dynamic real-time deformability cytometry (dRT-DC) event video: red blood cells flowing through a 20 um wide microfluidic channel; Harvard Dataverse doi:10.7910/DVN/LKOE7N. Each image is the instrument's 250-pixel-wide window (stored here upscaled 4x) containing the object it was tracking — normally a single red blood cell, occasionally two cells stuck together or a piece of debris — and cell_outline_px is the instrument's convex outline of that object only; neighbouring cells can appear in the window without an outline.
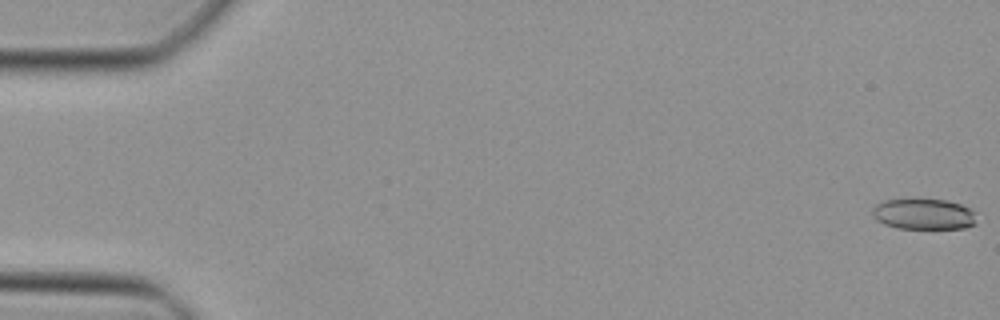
{"species": "Egyptian fruit bat (a non-hibernating species)", "species_latin": "Rousettus aegyptiacus", "temperature_condition": "cold", "stored_images_in_passage": 48, "camera_frame_rate_fps": 3000, "um_per_image_px": 0.085, "animal": {"sex": "female"}, "frame": {"image": 1, "passage_image": 1, "time_ms": 0.0, "image_size_px": [1000, 320], "cell_outline_px": [[976, 224], [964, 228], [896, 228], [884, 224], [876, 220], [872, 216], [872, 208], [876, 204], [884, 200], [944, 200], [960, 204], [968, 208], [972, 212]], "centroid_in_image_um": [78.45, 18.21], "position_along_channel_um": 6.5, "area_um2": 18.38}}
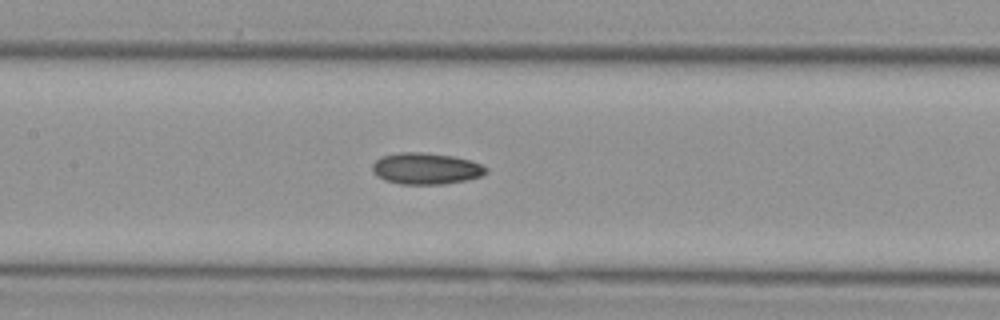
{"frame": {"image": 2, "passage_image": 23, "time_ms": 7.333, "image_size_px": [1000, 320], "cell_outline_px": [[488, 172], [480, 176], [468, 180], [444, 184], [400, 184], [384, 180], [376, 176], [372, 172], [372, 164], [380, 156], [400, 152], [420, 152], [452, 156], [468, 160], [480, 164], [488, 168]], "centroid_in_image_um": [36.17, 14.33], "position_along_channel_um": 171.2, "area_um2": 20.92}}
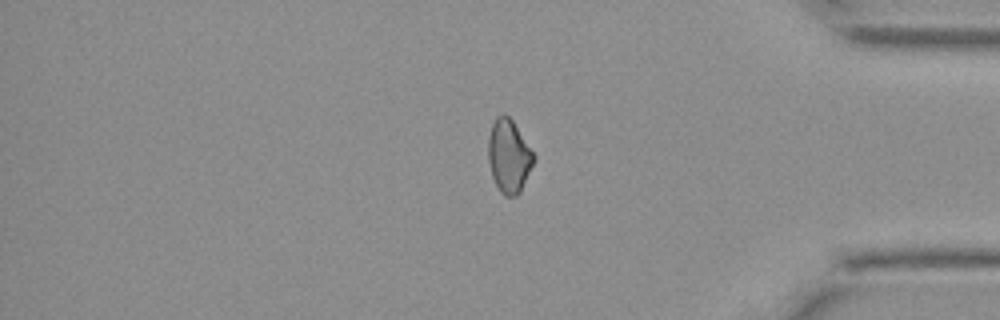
{"frame": {"image": 3, "passage_image": 40, "time_ms": 13.0, "image_size_px": [1000, 320], "cell_outline_px": [[536, 160], [520, 192], [516, 196], [504, 196], [500, 192], [492, 176], [488, 160], [488, 136], [492, 124], [496, 116], [504, 112], [512, 120], [536, 156]], "centroid_in_image_um": [43.26, 13.27], "position_along_channel_um": 391.9, "area_um2": 19.59}}